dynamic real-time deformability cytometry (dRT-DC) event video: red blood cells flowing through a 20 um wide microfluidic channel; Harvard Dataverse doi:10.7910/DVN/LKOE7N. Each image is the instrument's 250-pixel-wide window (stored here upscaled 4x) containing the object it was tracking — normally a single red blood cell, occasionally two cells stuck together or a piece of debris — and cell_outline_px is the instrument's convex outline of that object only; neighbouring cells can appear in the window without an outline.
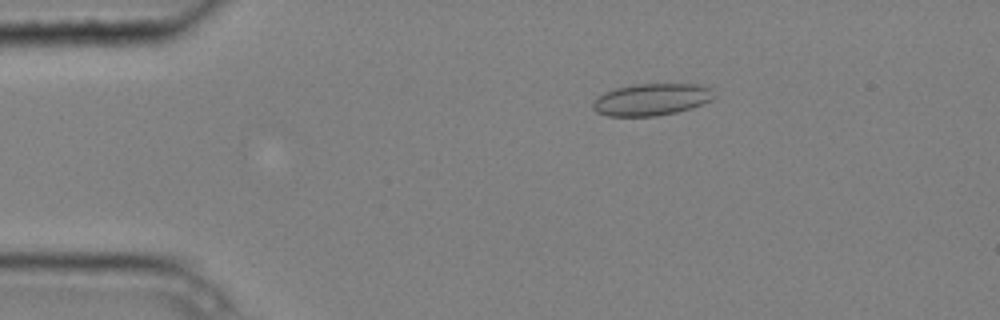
{"species": "common noctule bat (a hibernating species)", "species_latin": "Nyctalus noctula", "temperature_condition": "cold", "stored_images_in_passage": 4, "camera_frame_rate_fps": 3000, "um_per_image_px": 0.085, "animal": {"sex": "male", "body_mass_g": 20.4}, "frame": {"image": 1, "passage_image": 1, "time_ms": 0.0, "image_size_px": [1000, 320], "cell_outline_px": [[716, 96], [712, 100], [692, 108], [676, 112], [656, 116], [608, 116], [596, 112], [592, 108], [592, 104], [604, 92], [616, 88], [632, 84], [696, 84], [712, 88]], "centroid_in_image_um": [55.41, 8.46], "position_along_channel_um": 29.6, "area_um2": 22.66}}
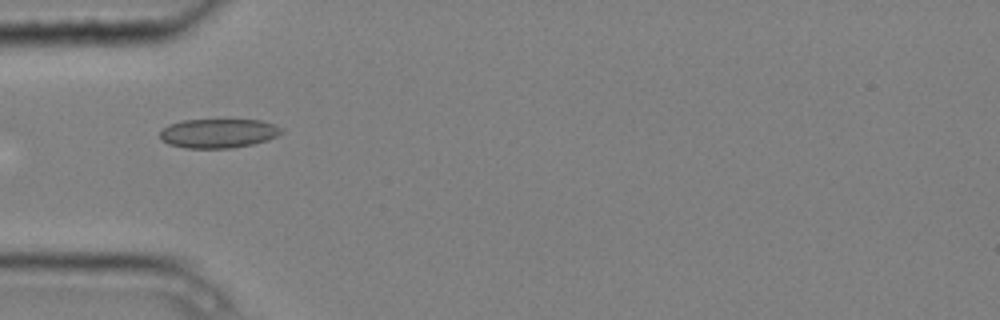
{"frame": {"image": 2, "passage_image": 3, "time_ms": 0.667, "image_size_px": [1000, 320], "cell_outline_px": [[284, 132], [268, 140], [252, 144], [232, 148], [184, 148], [168, 144], [160, 140], [160, 132], [168, 124], [184, 120], [260, 120], [284, 128]], "centroid_in_image_um": [18.55, 11.33], "position_along_channel_um": 66.4, "area_um2": 20.75}}
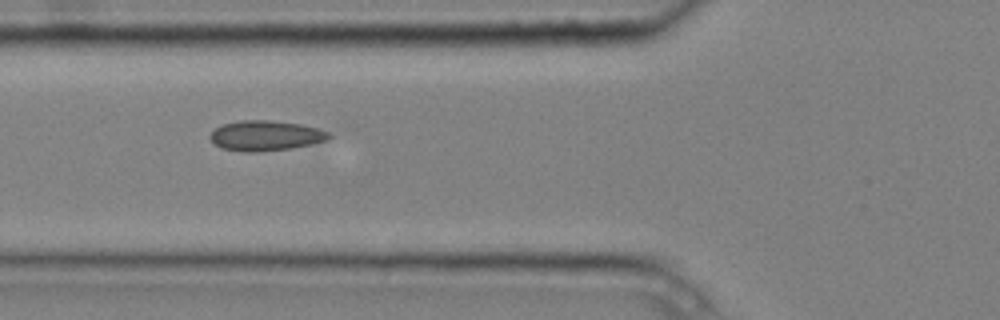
{"frame": {"image": 3, "passage_image": 4, "time_ms": 1.0, "image_size_px": [1000, 320], "cell_outline_px": [[332, 136], [328, 140], [312, 144], [292, 148], [256, 152], [244, 152], [220, 148], [208, 136], [220, 124], [240, 120], [268, 120], [300, 124], [316, 128], [328, 132]], "centroid_in_image_um": [22.56, 11.53], "position_along_channel_um": 103.2, "area_um2": 20.92}}